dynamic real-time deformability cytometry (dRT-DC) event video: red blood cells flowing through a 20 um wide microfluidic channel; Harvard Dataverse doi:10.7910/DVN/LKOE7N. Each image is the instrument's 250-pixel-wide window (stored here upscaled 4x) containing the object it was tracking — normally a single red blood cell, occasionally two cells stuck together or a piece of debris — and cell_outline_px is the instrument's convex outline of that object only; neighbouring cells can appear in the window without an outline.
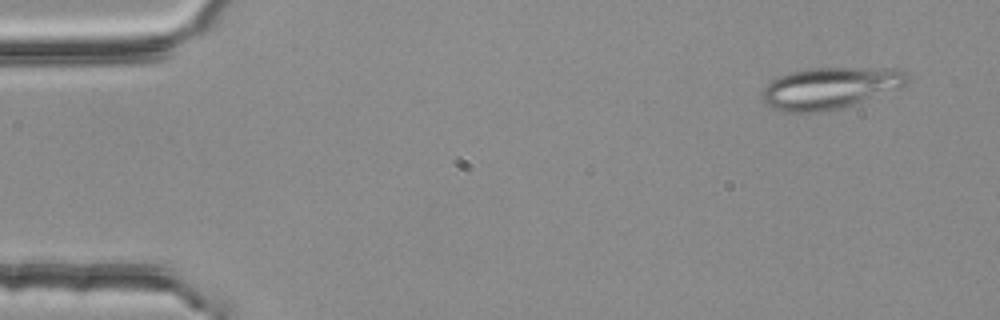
{"species": "common noctule bat (a hibernating species)", "species_latin": "Nyctalus noctula", "temperature_condition": "room temperature", "stored_images_in_passage": 4, "camera_frame_rate_fps": 3000, "um_per_image_px": 0.085, "animal": {"sex": "female", "body_mass_g": 25.1}, "frame": {"image": 1, "passage_image": 1, "time_ms": 0.0, "image_size_px": [1000, 320], "cell_outline_px": [[908, 84], [900, 88], [840, 108], [820, 112], [788, 112], [772, 108], [760, 96], [760, 92], [772, 80], [780, 76], [792, 72], [812, 68], [896, 68], [904, 72], [908, 76]], "centroid_in_image_um": [70.55, 7.48], "position_along_channel_um": 14.4, "area_um2": 34.85}}